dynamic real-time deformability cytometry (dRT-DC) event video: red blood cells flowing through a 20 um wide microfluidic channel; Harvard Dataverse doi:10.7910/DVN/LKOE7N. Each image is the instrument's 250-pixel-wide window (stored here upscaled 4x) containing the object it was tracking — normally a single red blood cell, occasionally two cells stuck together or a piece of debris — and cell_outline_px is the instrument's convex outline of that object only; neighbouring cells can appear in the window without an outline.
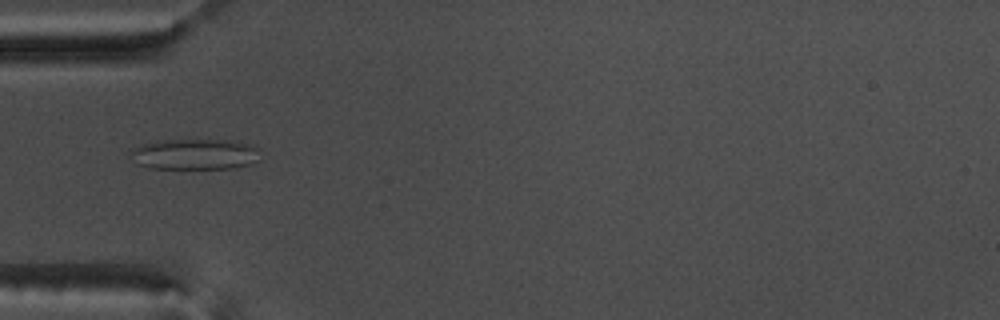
{"species": "common noctule bat (a hibernating species)", "species_latin": "Nyctalus noctula", "temperature_condition": "warm", "stored_images_in_passage": 46, "camera_frame_rate_fps": 3000, "um_per_image_px": 0.085, "animal": {"sex": "male", "body_mass_g": 17.5, "forearm_length_mm": 52.3}, "frame": {"image": 1, "passage_image": 10, "time_ms": 3.0, "image_size_px": [1000, 320], "cell_outline_px": [[256, 160], [252, 164], [236, 168], [148, 168], [136, 164], [128, 152], [132, 148], [156, 140], [228, 140], [252, 144], [256, 148]], "centroid_in_image_um": [16.49, 13.11], "position_along_channel_um": 68.5, "area_um2": 23.24}}
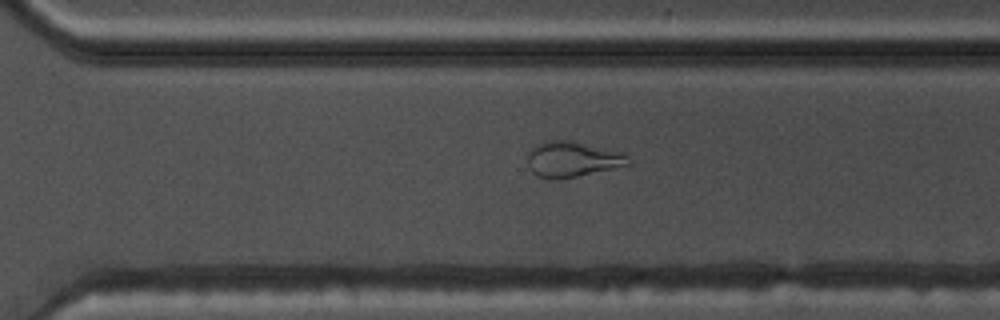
{"frame": {"image": 2, "passage_image": 30, "time_ms": 9.667, "image_size_px": [1000, 320], "cell_outline_px": [[632, 164], [576, 176], [556, 180], [552, 180], [540, 176], [532, 172], [528, 164], [528, 152], [536, 144], [548, 140], [572, 140], [624, 152], [628, 156]], "centroid_in_image_um": [48.67, 13.52], "position_along_channel_um": 321.9, "area_um2": 20.98}}
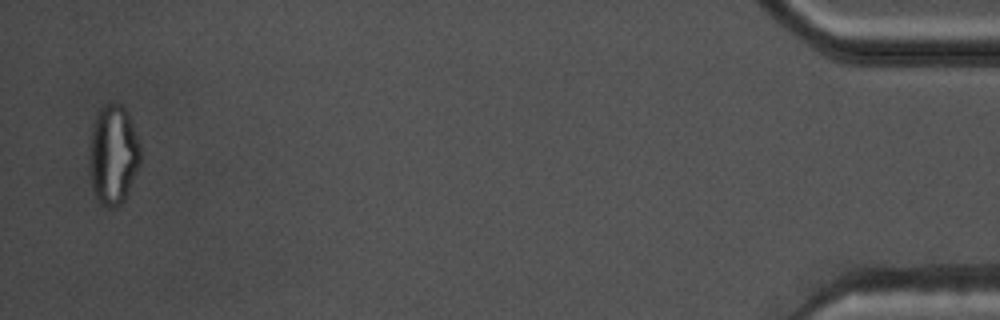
{"frame": {"image": 3, "passage_image": 45, "time_ms": 14.667, "image_size_px": [1000, 320], "cell_outline_px": [[140, 164], [128, 192], [124, 200], [120, 204], [112, 208], [108, 208], [100, 204], [92, 188], [88, 160], [88, 148], [92, 124], [96, 112], [108, 100], [112, 100], [120, 104], [128, 112], [140, 148]], "centroid_in_image_um": [9.58, 13.11], "position_along_channel_um": 425.6, "area_um2": 30.29}, "authors_computed_cell_mechanics": {"area_um2": 23.2934, "velocity_mm_per_s": 3.8102, "shape_relaxation_time_tau1_ms": null, "shape_relaxation_time_tau2_ms": 1.0709, "deformation_change_tau1": null, "deformation_change_tau2": 0.0749}}